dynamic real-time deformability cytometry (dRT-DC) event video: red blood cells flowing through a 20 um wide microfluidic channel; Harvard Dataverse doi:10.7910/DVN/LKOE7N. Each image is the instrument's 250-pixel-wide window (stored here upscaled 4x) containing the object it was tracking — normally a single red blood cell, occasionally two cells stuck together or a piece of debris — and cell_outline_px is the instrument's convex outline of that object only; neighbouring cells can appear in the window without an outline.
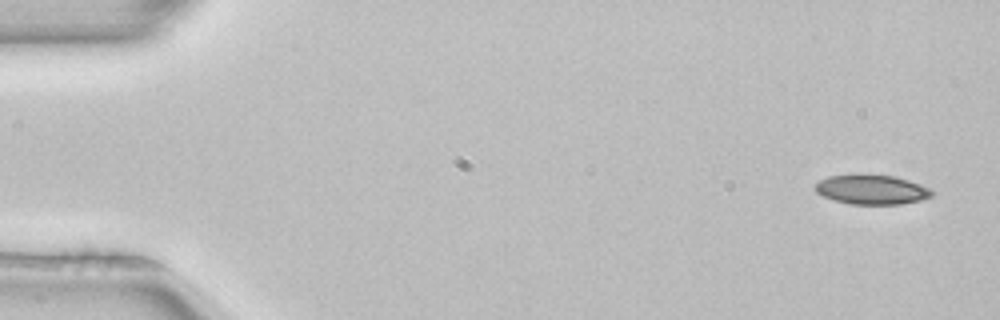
{"species": "common noctule bat (a hibernating species)", "species_latin": "Nyctalus noctula", "temperature_condition": "room temperature", "stored_images_in_passage": 4, "camera_frame_rate_fps": 3000, "um_per_image_px": 0.085, "animal": {"sex": "female", "body_mass_g": 22.7, "forearm_length_mm": 54.2}, "frame": {"image": 1, "passage_image": 1, "time_ms": 0.0, "image_size_px": [1000, 320], "cell_outline_px": [[936, 192], [932, 196], [920, 200], [900, 204], [852, 204], [836, 200], [824, 196], [816, 192], [816, 184], [820, 180], [828, 176], [856, 172], [860, 172], [892, 176], [908, 180], [920, 184]], "centroid_in_image_um": [74.09, 16.07], "position_along_channel_um": 10.9, "area_um2": 20.4}}
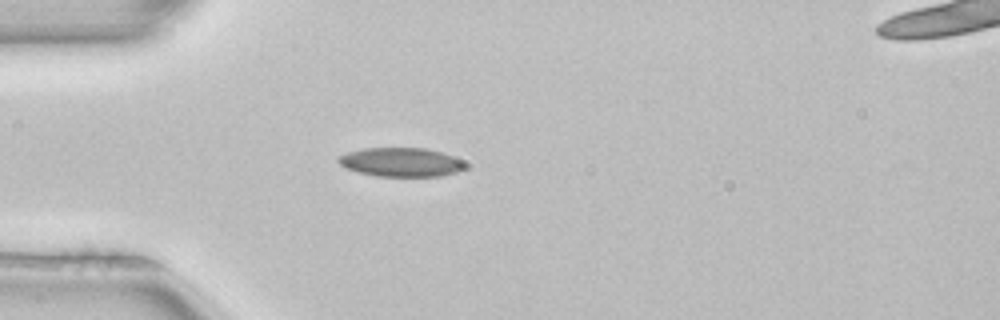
{"frame": {"image": 2, "passage_image": 4, "time_ms": 1.0, "image_size_px": [1000, 320], "cell_outline_px": [[464, 168], [456, 172], [440, 176], [376, 176], [344, 168], [336, 160], [336, 156], [348, 152], [364, 148], [424, 148], [440, 152], [452, 156], [460, 160], [464, 164]], "centroid_in_image_um": [34.01, 13.78], "position_along_channel_um": 51.0, "area_um2": 21.21}}